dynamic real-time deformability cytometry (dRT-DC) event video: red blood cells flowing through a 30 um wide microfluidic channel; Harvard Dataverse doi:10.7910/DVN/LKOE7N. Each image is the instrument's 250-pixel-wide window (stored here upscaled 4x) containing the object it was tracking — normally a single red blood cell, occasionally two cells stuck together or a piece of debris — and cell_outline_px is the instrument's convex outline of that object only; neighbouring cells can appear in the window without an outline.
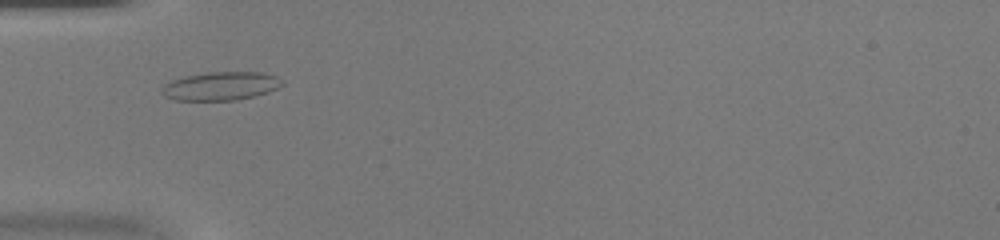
{"species": "common noctule bat (a hibernating species)", "species_latin": "Nyctalus noctula", "temperature_condition": "warm", "stored_images_in_passage": 39, "camera_frame_rate_fps": 3000, "um_per_image_px": 0.085, "animal": {"sex": "female", "body_mass_g": 20.0, "forearm_length_mm": 54.0}, "frame": {"image": 1, "passage_image": 9, "time_ms": 2.667, "image_size_px": [1000, 240], "cell_outline_px": [[284, 84], [268, 92], [256, 96], [236, 100], [176, 100], [164, 96], [160, 92], [164, 84], [172, 80], [184, 76], [208, 72], [264, 72], [276, 76], [284, 80]], "centroid_in_image_um": [18.78, 7.31], "position_along_channel_um": 66.2, "area_um2": 20.11}}
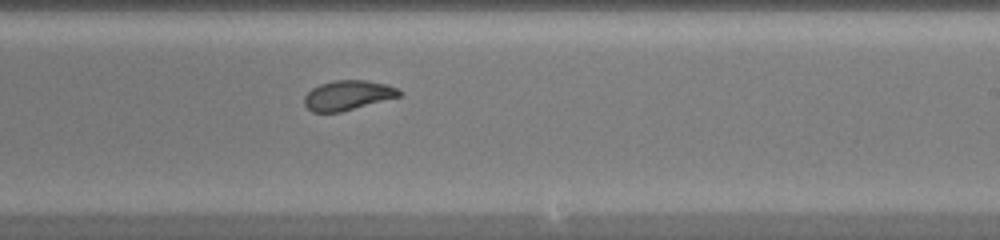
{"frame": {"image": 2, "passage_image": 22, "time_ms": 7.0, "image_size_px": [1000, 240], "cell_outline_px": [[404, 92], [400, 96], [340, 112], [312, 112], [304, 104], [304, 96], [312, 88], [320, 84], [332, 80], [364, 80], [388, 84]], "centroid_in_image_um": [29.56, 8.09], "position_along_channel_um": 259.4, "area_um2": 16.42}}
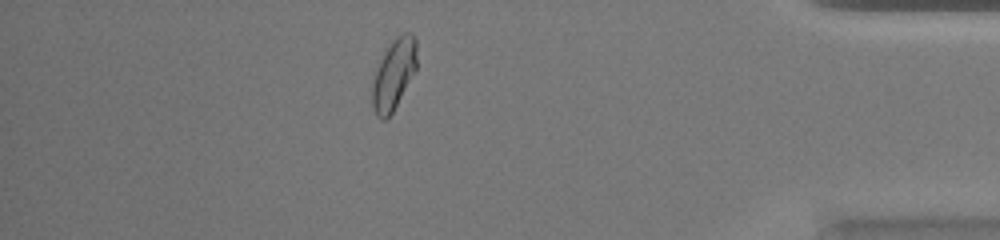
{"frame": {"image": 3, "passage_image": 34, "time_ms": 11.0, "image_size_px": [1000, 240], "cell_outline_px": [[416, 68], [388, 120], [380, 120], [376, 116], [372, 108], [372, 84], [380, 60], [384, 52], [392, 40], [396, 36], [404, 32], [412, 32], [416, 40]], "centroid_in_image_um": [33.45, 6.32], "position_along_channel_um": 401.7, "area_um2": 18.21}}